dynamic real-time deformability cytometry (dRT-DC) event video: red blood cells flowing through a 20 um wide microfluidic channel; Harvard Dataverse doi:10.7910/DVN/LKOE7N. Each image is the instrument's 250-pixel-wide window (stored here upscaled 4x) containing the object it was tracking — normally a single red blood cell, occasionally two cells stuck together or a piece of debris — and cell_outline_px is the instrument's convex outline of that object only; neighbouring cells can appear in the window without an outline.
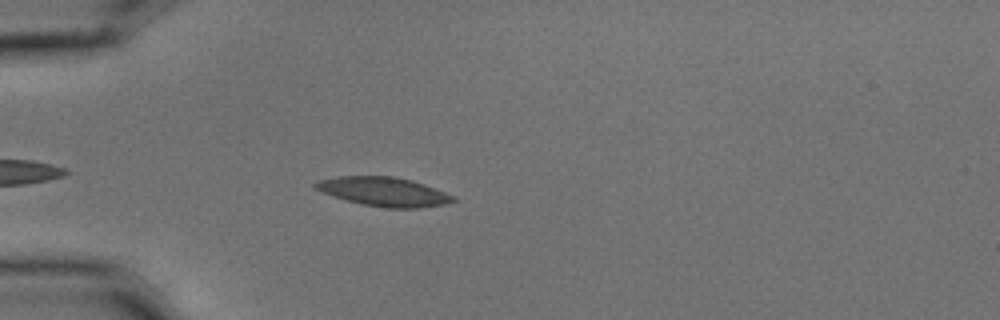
{"species": "common noctule bat (a hibernating species)", "species_latin": "Nyctalus noctula", "temperature_condition": "cold", "stored_images_in_passage": 29, "camera_frame_rate_fps": 3000, "um_per_image_px": 0.085, "animal": {"sex": "male", "body_mass_g": 15.6}, "frame": {"image": 1, "passage_image": 5, "time_ms": 1.333, "image_size_px": [1000, 320], "cell_outline_px": [[456, 200], [444, 204], [416, 208], [388, 208], [364, 204], [332, 196], [316, 188], [312, 184], [316, 180], [336, 176], [392, 176], [412, 180], [424, 184], [456, 196]], "centroid_in_image_um": [32.62, 16.28], "position_along_channel_um": 52.4, "area_um2": 23.18}}
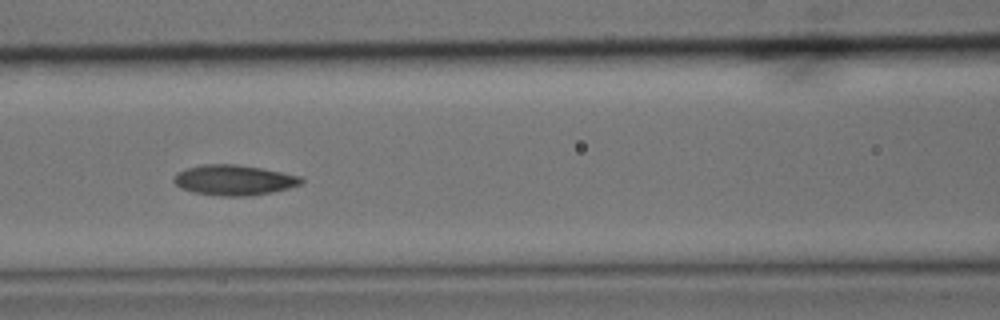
{"frame": {"image": 2, "passage_image": 14, "time_ms": 4.333, "image_size_px": [1000, 320], "cell_outline_px": [[304, 180], [300, 184], [288, 188], [268, 192], [244, 196], [224, 196], [192, 192], [180, 188], [172, 180], [176, 172], [188, 168], [204, 164], [236, 164], [260, 168], [304, 176]], "centroid_in_image_um": [19.87, 15.29], "position_along_channel_um": 146.7, "area_um2": 22.37}}
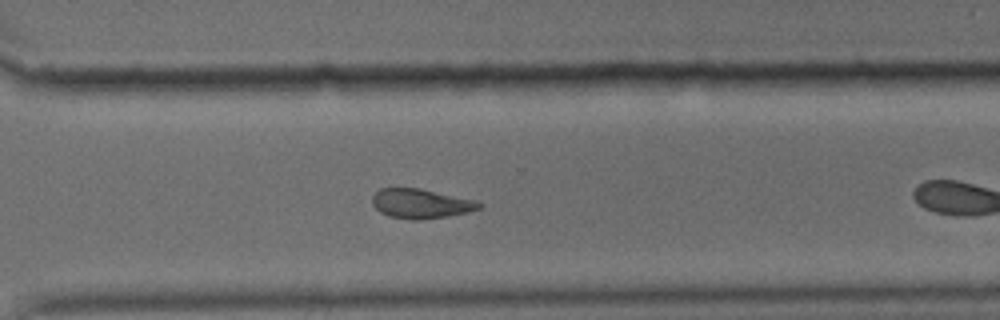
{"frame": {"image": 3, "passage_image": 26, "time_ms": 8.333, "image_size_px": [1000, 320], "cell_outline_px": [[484, 204], [480, 208], [468, 212], [448, 216], [420, 220], [412, 220], [388, 216], [380, 212], [372, 204], [372, 196], [380, 188], [420, 188], [480, 200]], "centroid_in_image_um": [35.82, 17.3], "position_along_channel_um": 334.8, "area_um2": 18.73}, "authors_computed_cell_mechanics": {"area_um2": 21.675, "velocity_mm_per_s": 3.5776, "shape_relaxation_time_tau1_ms": 7.6448, "shape_relaxation_time_tau2_ms": 4.6746, "deformation_change_tau1": 0.1366, "deformation_change_tau2": 0.1421}}